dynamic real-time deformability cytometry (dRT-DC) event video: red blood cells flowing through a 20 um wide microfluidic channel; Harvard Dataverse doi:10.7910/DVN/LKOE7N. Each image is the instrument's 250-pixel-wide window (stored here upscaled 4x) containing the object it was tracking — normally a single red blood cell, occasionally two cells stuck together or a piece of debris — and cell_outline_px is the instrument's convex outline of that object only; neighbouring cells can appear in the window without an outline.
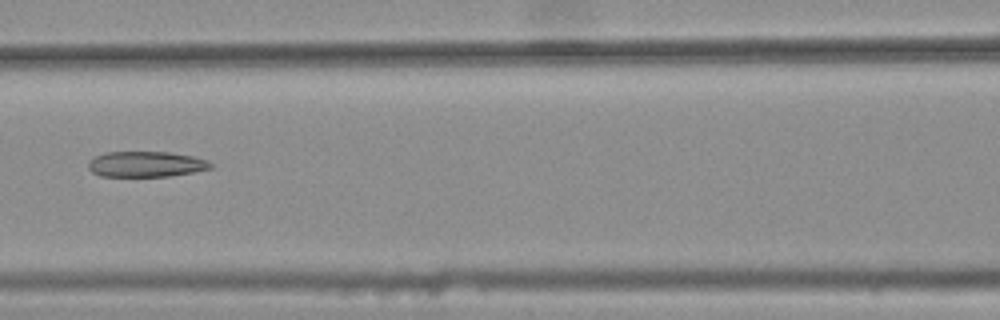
{"species": "common noctule bat (a hibernating species)", "species_latin": "Nyctalus noctula", "temperature_condition": "warm", "stored_images_in_passage": 7, "camera_frame_rate_fps": 3000, "um_per_image_px": 0.085, "animal": {"sex": "female", "body_mass_g": 25.1}, "frame": {"image": 1, "passage_image": 7, "time_ms": 2.0, "image_size_px": [1000, 320], "cell_outline_px": [[212, 168], [172, 176], [100, 176], [92, 172], [88, 168], [88, 160], [104, 152], [168, 152], [192, 156], [208, 160], [212, 164]], "centroid_in_image_um": [12.39, 13.95], "position_along_channel_um": 154.2, "area_um2": 18.26}}